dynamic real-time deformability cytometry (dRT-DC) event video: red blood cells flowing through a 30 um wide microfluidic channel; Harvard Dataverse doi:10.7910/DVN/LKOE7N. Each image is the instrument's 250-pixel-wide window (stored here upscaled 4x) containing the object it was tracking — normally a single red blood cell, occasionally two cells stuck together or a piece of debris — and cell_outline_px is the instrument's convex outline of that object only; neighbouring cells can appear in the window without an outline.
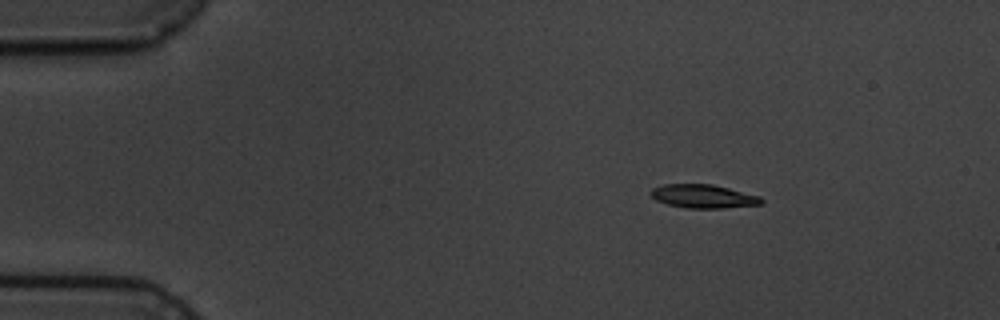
{"species": "common noctule bat (a hibernating species)", "species_latin": "Nyctalus noctula", "temperature_condition": "cold", "stored_images_in_passage": 4, "camera_frame_rate_fps": 3000, "um_per_image_px": 0.085, "animal": {"sex": "male", "body_mass_g": 19.5, "forearm_length_mm": 54.6}, "frame": {"image": 1, "passage_image": 2, "time_ms": 1.333, "image_size_px": [1000, 320], "cell_outline_px": [[764, 204], [724, 208], [688, 208], [668, 204], [656, 200], [648, 192], [652, 188], [664, 184], [712, 184], [760, 196], [764, 200]], "centroid_in_image_um": [59.79, 16.68], "position_along_channel_um": 25.2, "area_um2": 15.2}}